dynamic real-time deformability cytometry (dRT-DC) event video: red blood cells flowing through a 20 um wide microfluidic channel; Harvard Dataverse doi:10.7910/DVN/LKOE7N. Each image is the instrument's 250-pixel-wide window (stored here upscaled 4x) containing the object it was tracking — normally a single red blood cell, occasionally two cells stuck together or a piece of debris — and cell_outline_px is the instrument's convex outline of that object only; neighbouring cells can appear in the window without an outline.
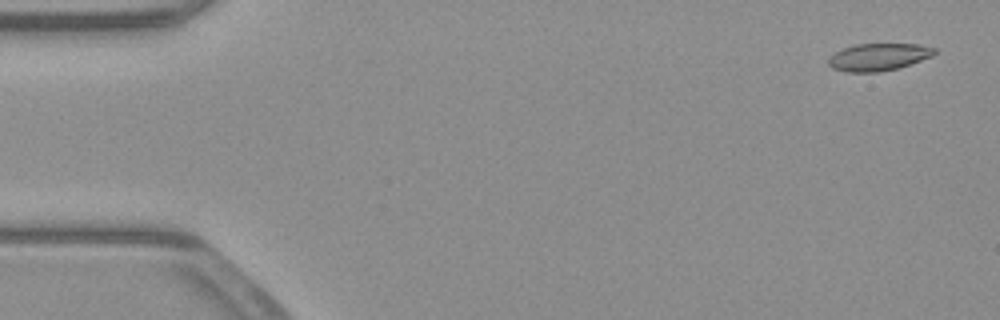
{"species": "common noctule bat (a hibernating species)", "species_latin": "Nyctalus noctula", "temperature_condition": "warm", "stored_images_in_passage": 20, "camera_frame_rate_fps": 3000, "um_per_image_px": 0.085, "animal": {"sex": "male", "body_mass_g": 23.1, "forearm_length_mm": 52.7}, "frame": {"image": 1, "passage_image": 3, "time_ms": 0.667, "image_size_px": [1000, 320], "cell_outline_px": [[936, 52], [932, 56], [896, 68], [876, 72], [848, 72], [832, 68], [828, 64], [828, 56], [844, 48], [856, 44], [920, 44], [936, 48]], "centroid_in_image_um": [74.64, 4.83], "position_along_channel_um": 10.4, "area_um2": 16.7}}
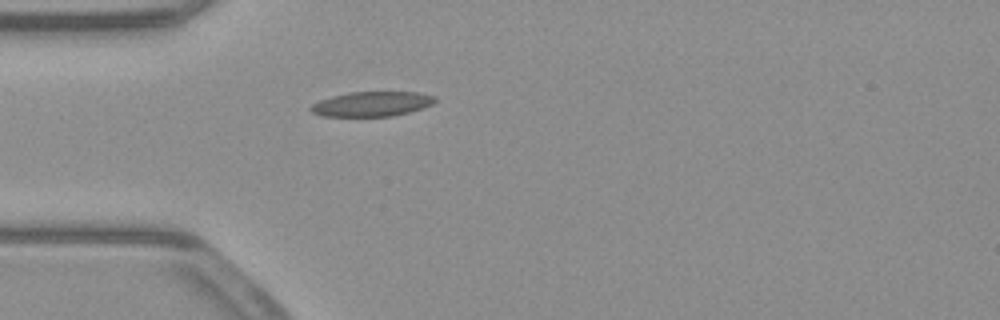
{"frame": {"image": 2, "passage_image": 16, "time_ms": 5.0, "image_size_px": [1000, 320], "cell_outline_px": [[436, 100], [432, 104], [408, 112], [392, 116], [320, 116], [312, 112], [308, 108], [312, 104], [320, 100], [332, 96], [348, 92], [420, 92], [436, 96]], "centroid_in_image_um": [31.58, 8.83], "position_along_channel_um": 53.4, "area_um2": 17.92}}